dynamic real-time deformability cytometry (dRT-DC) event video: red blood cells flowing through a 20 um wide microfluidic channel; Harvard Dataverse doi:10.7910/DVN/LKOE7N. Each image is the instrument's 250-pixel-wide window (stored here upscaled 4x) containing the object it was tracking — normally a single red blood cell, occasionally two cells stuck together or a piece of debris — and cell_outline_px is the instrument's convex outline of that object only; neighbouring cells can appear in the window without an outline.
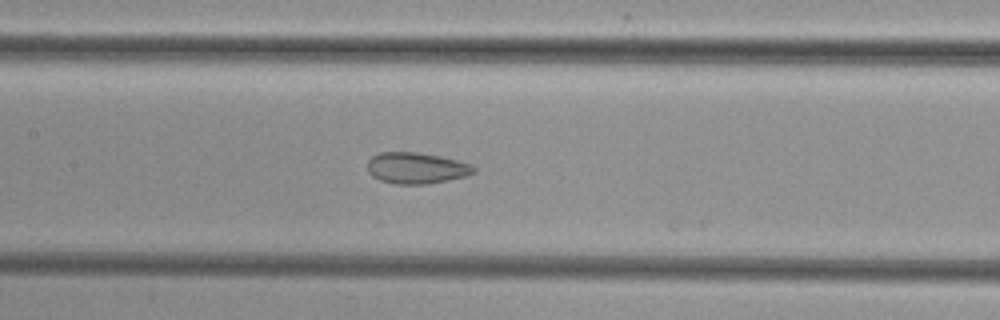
{"species": "common noctule bat (a hibernating species)", "species_latin": "Nyctalus noctula", "temperature_condition": "cold", "stored_images_in_passage": 16, "camera_frame_rate_fps": 3000, "um_per_image_px": 0.085, "animal": {"sex": "female", "body_mass_g": 29.2, "forearm_length_mm": 56.3}, "frame": {"image": 1, "passage_image": 15, "time_ms": 4.667, "image_size_px": [1000, 320], "cell_outline_px": [[476, 172], [468, 176], [428, 184], [396, 184], [380, 180], [372, 176], [368, 172], [368, 160], [372, 156], [380, 152], [416, 152], [440, 156], [472, 164], [476, 168]], "centroid_in_image_um": [35.41, 14.29], "position_along_channel_um": 172.0, "area_um2": 19.48}}